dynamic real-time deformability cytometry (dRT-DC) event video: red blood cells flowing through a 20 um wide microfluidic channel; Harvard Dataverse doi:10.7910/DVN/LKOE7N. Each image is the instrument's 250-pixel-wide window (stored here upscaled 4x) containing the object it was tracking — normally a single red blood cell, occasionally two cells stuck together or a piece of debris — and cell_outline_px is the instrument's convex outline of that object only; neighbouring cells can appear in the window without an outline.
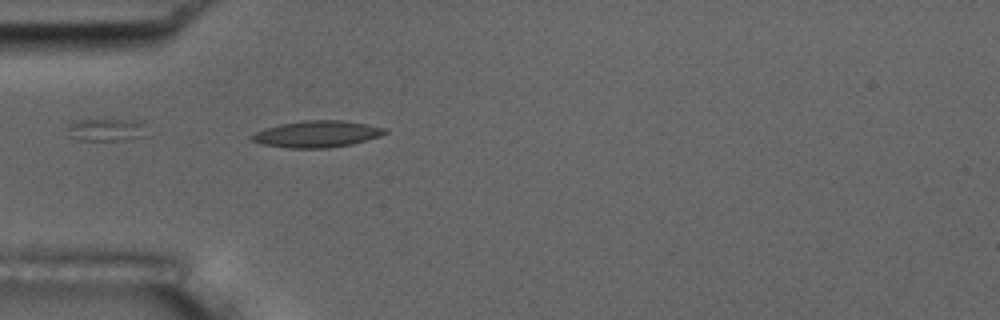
{"species": "common noctule bat (a hibernating species)", "species_latin": "Nyctalus noctula", "temperature_condition": "room temperature", "stored_images_in_passage": 19, "camera_frame_rate_fps": 3000, "um_per_image_px": 0.085, "animal": {"sex": "male", "body_mass_g": 17.5, "forearm_length_mm": 52.3}, "frame": {"image": 1, "passage_image": 4, "time_ms": 1.0, "image_size_px": [1000, 320], "cell_outline_px": [[388, 132], [380, 136], [352, 144], [328, 148], [288, 148], [260, 144], [252, 140], [248, 136], [264, 128], [280, 124], [304, 120], [340, 120], [388, 128]], "centroid_in_image_um": [26.92, 11.4], "position_along_channel_um": 58.1, "area_um2": 20.69}}